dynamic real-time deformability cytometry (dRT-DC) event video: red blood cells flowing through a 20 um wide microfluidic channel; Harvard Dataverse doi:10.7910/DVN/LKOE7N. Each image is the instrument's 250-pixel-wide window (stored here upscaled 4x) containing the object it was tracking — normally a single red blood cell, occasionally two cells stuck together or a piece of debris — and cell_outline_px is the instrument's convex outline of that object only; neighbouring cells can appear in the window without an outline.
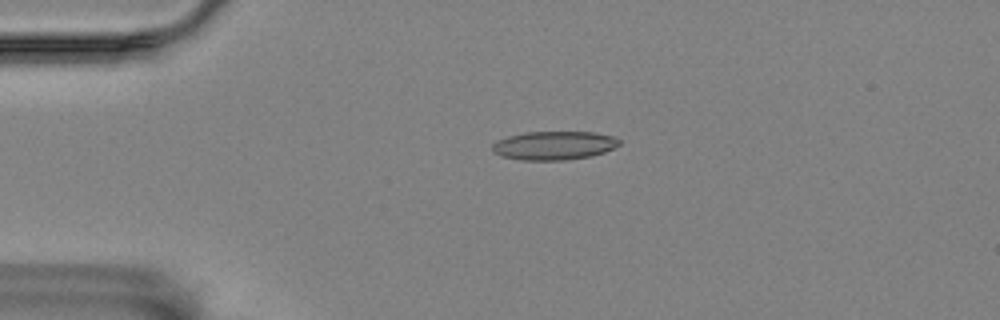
{"species": "Egyptian fruit bat (a non-hibernating species)", "species_latin": "Rousettus aegyptiacus", "temperature_condition": "room temperature", "stored_images_in_passage": 1, "camera_frame_rate_fps": 3000, "um_per_image_px": 0.085, "animal": {"sex": "female"}, "frame": {"image": 1, "passage_image": 1, "time_ms": 0.0, "image_size_px": [1000, 320], "cell_outline_px": [[620, 144], [604, 152], [592, 156], [568, 160], [520, 160], [500, 156], [492, 152], [492, 144], [496, 140], [508, 136], [524, 132], [592, 132], [612, 136], [620, 140]], "centroid_in_image_um": [47.04, 12.37], "position_along_channel_um": 38.0, "area_um2": 21.33}}